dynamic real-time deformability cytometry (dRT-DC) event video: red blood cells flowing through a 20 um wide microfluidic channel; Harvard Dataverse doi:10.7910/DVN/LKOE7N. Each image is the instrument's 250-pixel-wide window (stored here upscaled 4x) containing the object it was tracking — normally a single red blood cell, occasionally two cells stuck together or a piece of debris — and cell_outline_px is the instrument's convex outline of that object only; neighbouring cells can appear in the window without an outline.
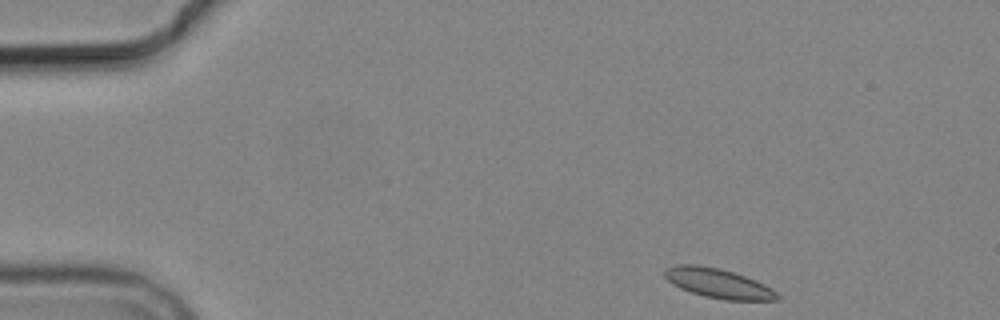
{"species": "common noctule bat (a hibernating species)", "species_latin": "Nyctalus noctula", "temperature_condition": "cold", "stored_images_in_passage": 4, "camera_frame_rate_fps": 3000, "um_per_image_px": 0.085, "animal": {"sex": "male", "body_mass_g": 19.2, "forearm_length_mm": 51.8}, "frame": {"image": 1, "passage_image": 1, "time_ms": 0.0, "image_size_px": [1000, 320], "cell_outline_px": [[780, 300], [724, 300], [704, 296], [680, 288], [672, 284], [664, 276], [664, 272], [668, 268], [676, 264], [696, 264], [720, 268], [756, 280], [772, 288], [780, 296]], "centroid_in_image_um": [61.06, 24.08], "position_along_channel_um": 23.9, "area_um2": 19.36}}